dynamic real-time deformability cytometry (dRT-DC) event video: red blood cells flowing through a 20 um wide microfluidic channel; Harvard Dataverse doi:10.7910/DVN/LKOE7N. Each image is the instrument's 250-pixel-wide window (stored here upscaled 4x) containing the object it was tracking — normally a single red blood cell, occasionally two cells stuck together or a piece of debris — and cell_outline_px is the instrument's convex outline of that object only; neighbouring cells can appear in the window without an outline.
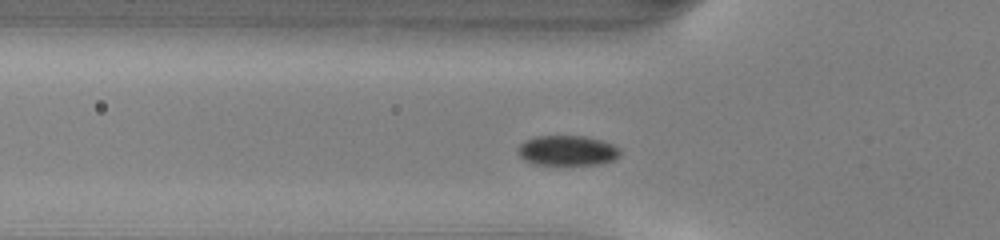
{"species": "common noctule bat (a hibernating species)", "species_latin": "Nyctalus noctula", "temperature_condition": "warm", "stored_images_in_passage": 40, "camera_frame_rate_fps": 3000, "um_per_image_px": 0.085, "animal": {"sex": "male", "body_mass_g": 13.0, "forearm_length_mm": 53.1}, "frame": {"image": 1, "passage_image": 5, "time_ms": 1.333, "image_size_px": [1000, 240], "cell_outline_px": [[620, 156], [612, 160], [600, 164], [564, 168], [532, 164], [524, 160], [516, 152], [516, 148], [524, 140], [536, 136], [584, 136], [600, 140], [612, 144], [620, 148]], "centroid_in_image_um": [48.17, 12.86], "position_along_channel_um": 77.6, "area_um2": 18.96}}
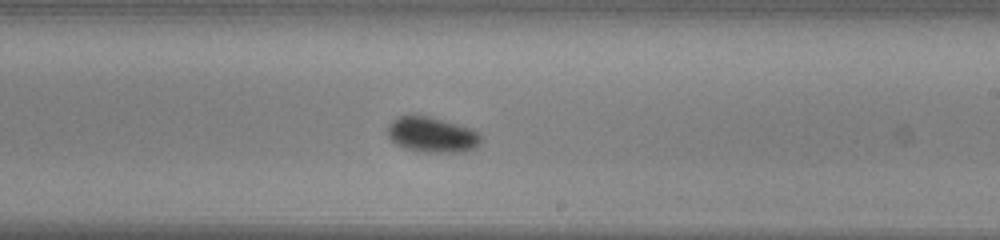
{"frame": {"image": 2, "passage_image": 18, "time_ms": 5.667, "image_size_px": [1000, 240], "cell_outline_px": [[480, 140], [476, 148], [464, 152], [416, 152], [404, 148], [396, 144], [388, 136], [388, 124], [396, 116], [416, 112], [472, 128], [480, 132]], "centroid_in_image_um": [36.68, 11.42], "position_along_channel_um": 252.3, "area_um2": 19.94}}
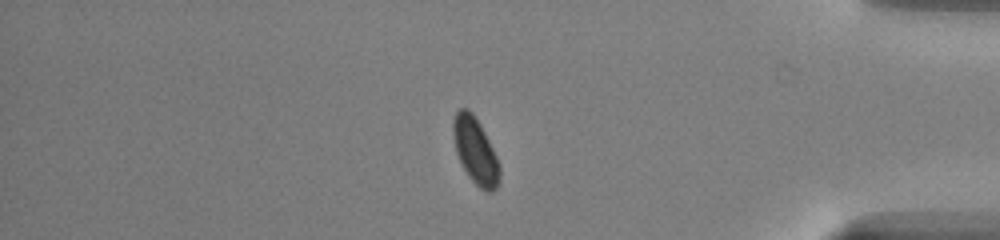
{"frame": {"image": 3, "passage_image": 31, "time_ms": 10.0, "image_size_px": [1000, 240], "cell_outline_px": [[500, 180], [496, 188], [492, 192], [484, 192], [468, 176], [456, 152], [452, 132], [452, 120], [456, 112], [460, 108], [468, 108], [472, 112], [480, 124], [500, 164]], "centroid_in_image_um": [40.4, 12.82], "position_along_channel_um": 394.8, "area_um2": 17.92}, "authors_computed_cell_mechanics": {"area_um2": 18.207, "velocity_mm_per_s": 4.035, "shape_relaxation_time_tau1_ms": 2.7626, "shape_relaxation_time_tau2_ms": null, "deformation_change_tau1": 0.0589, "deformation_change_tau2": null}}